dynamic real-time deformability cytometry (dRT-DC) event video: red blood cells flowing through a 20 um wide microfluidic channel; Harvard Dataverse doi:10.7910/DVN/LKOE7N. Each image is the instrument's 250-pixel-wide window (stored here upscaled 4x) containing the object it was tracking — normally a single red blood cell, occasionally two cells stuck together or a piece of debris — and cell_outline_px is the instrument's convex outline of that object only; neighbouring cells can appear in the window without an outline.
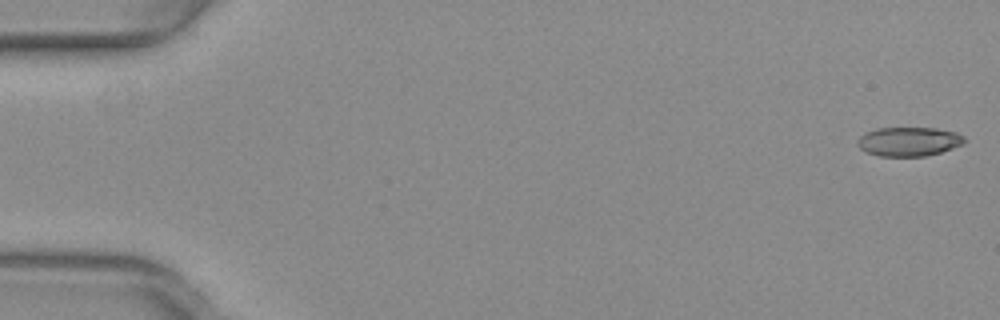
{"species": "common noctule bat (a hibernating species)", "species_latin": "Nyctalus noctula", "temperature_condition": "warm", "stored_images_in_passage": 14, "camera_frame_rate_fps": 3000, "um_per_image_px": 0.085, "animal": {"sex": "female", "body_mass_g": 29.2, "forearm_length_mm": 56.3}, "frame": {"image": 1, "passage_image": 1, "time_ms": 0.0, "image_size_px": [1000, 320], "cell_outline_px": [[968, 140], [964, 144], [940, 152], [924, 156], [880, 156], [868, 152], [860, 148], [856, 144], [860, 136], [864, 132], [876, 128], [936, 128], [956, 132], [964, 136]], "centroid_in_image_um": [77.27, 12.02], "position_along_channel_um": 7.7, "area_um2": 18.21}}